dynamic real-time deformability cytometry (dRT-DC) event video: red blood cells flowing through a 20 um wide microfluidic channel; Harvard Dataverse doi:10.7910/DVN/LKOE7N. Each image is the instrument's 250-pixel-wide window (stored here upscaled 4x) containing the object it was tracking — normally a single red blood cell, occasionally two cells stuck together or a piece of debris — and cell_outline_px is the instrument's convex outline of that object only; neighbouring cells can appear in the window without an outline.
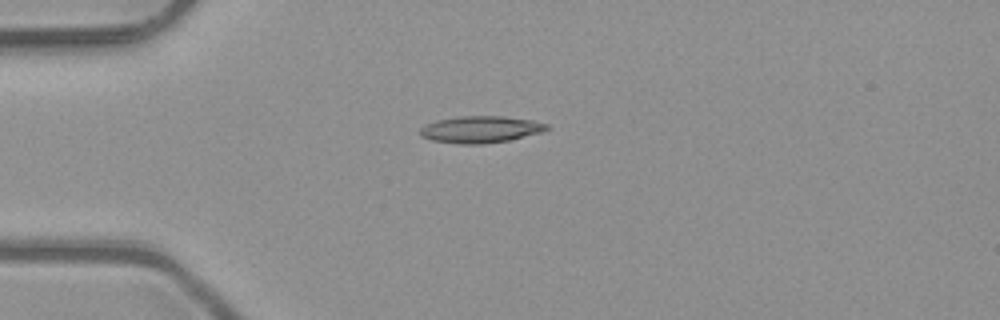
{"species": "common noctule bat (a hibernating species)", "species_latin": "Nyctalus noctula", "temperature_condition": "room temperature", "stored_images_in_passage": 7, "camera_frame_rate_fps": 3000, "um_per_image_px": 0.085, "animal": {"sex": "male", "body_mass_g": 23.1, "forearm_length_mm": 52.7}, "frame": {"image": 1, "passage_image": 4, "time_ms": 1.0, "image_size_px": [1000, 320], "cell_outline_px": [[548, 128], [540, 132], [508, 140], [480, 144], [460, 144], [432, 140], [420, 136], [420, 128], [436, 120], [460, 116], [504, 116], [532, 120], [548, 124]], "centroid_in_image_um": [40.82, 10.99], "position_along_channel_um": 44.2, "area_um2": 19.54}}
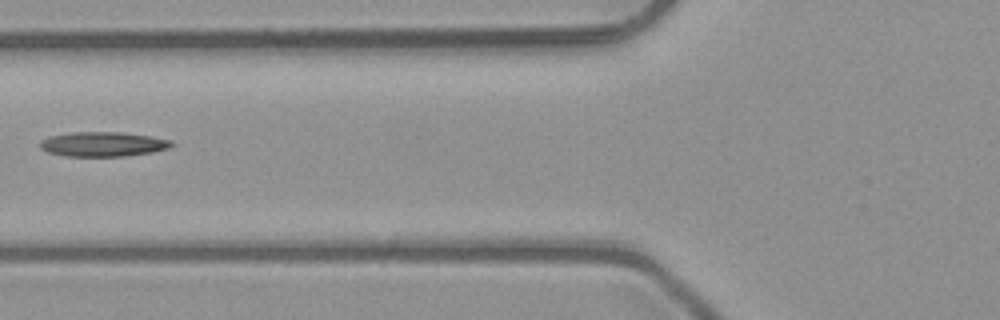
{"frame": {"image": 2, "passage_image": 6, "time_ms": 1.667, "image_size_px": [1000, 320], "cell_outline_px": [[176, 144], [168, 148], [152, 152], [124, 156], [64, 156], [48, 152], [40, 148], [40, 140], [48, 136], [72, 132], [124, 132], [152, 136], [172, 140]], "centroid_in_image_um": [8.76, 12.24], "position_along_channel_um": 117.0, "area_um2": 19.07}}
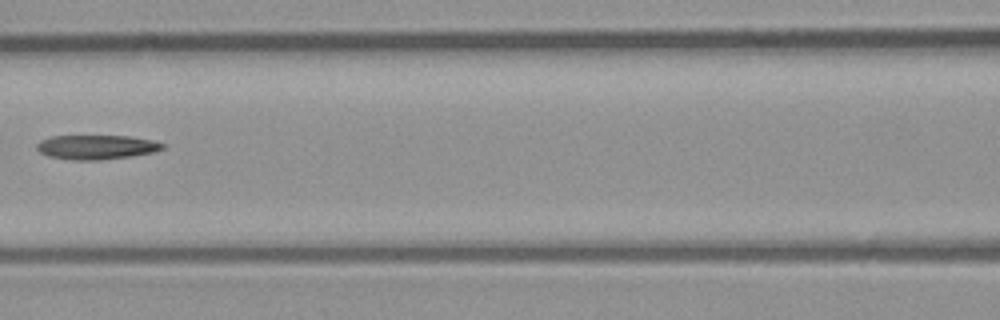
{"frame": {"image": 3, "passage_image": 7, "time_ms": 2.0, "image_size_px": [1000, 320], "cell_outline_px": [[164, 148], [152, 152], [132, 156], [100, 160], [72, 160], [48, 156], [40, 152], [36, 148], [36, 144], [40, 140], [52, 136], [128, 136], [152, 140], [164, 144]], "centroid_in_image_um": [8.16, 12.5], "position_along_channel_um": 158.4, "area_um2": 17.8}}